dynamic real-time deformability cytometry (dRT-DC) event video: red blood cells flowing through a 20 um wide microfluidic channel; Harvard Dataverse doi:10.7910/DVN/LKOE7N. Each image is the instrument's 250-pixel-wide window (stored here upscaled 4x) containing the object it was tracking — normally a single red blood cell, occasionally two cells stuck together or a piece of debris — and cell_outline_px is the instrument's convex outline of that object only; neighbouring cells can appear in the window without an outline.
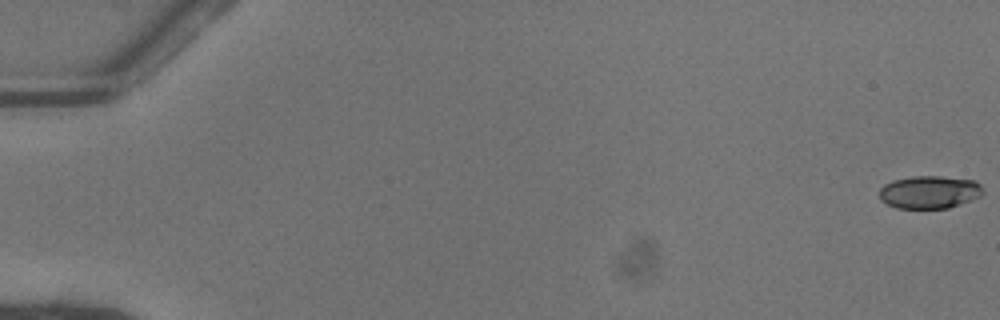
{"species": "common noctule bat (a hibernating species)", "species_latin": "Nyctalus noctula", "temperature_condition": "warm", "stored_images_in_passage": 53, "camera_frame_rate_fps": 3000, "um_per_image_px": 0.085, "animal": {"sex": "female"}, "frame": {"image": 1, "passage_image": 1, "time_ms": 0.0, "image_size_px": [1000, 320], "cell_outline_px": [[984, 192], [980, 196], [972, 200], [948, 208], [896, 208], [880, 200], [880, 188], [884, 184], [892, 180], [912, 176], [940, 176], [976, 180], [980, 184]], "centroid_in_image_um": [79.01, 16.32], "position_along_channel_um": 6.0, "area_um2": 19.94}}
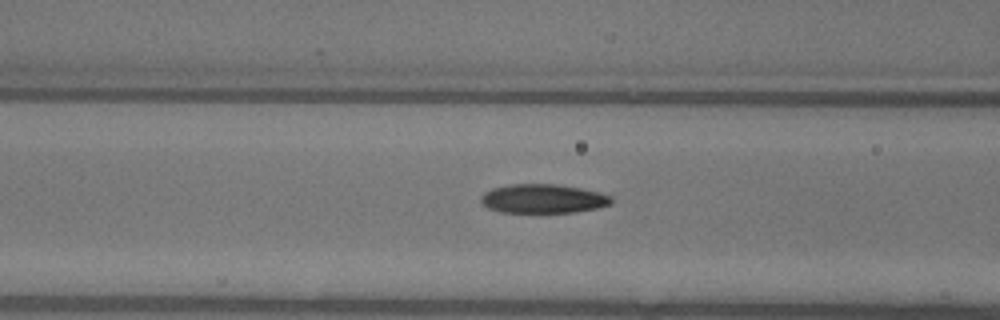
{"frame": {"image": 2, "passage_image": 23, "time_ms": 7.333, "image_size_px": [1000, 320], "cell_outline_px": [[612, 204], [596, 208], [576, 212], [500, 212], [488, 208], [480, 200], [480, 196], [484, 192], [492, 188], [512, 184], [556, 184], [580, 188], [612, 196]], "centroid_in_image_um": [46.14, 16.89], "position_along_channel_um": 120.5, "area_um2": 21.96}}
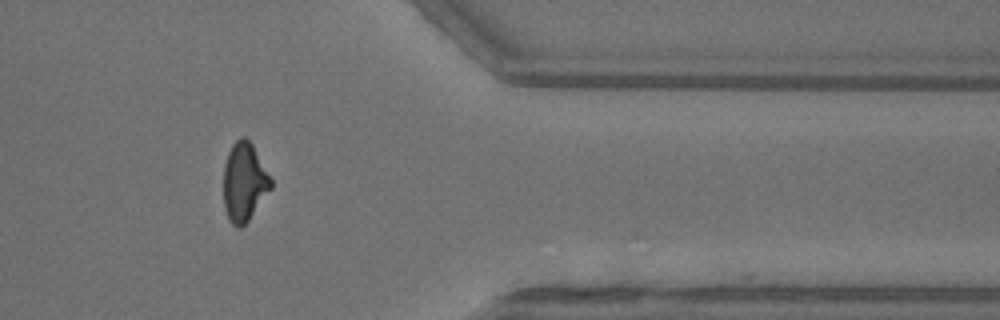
{"frame": {"image": 3, "passage_image": 44, "time_ms": 14.333, "image_size_px": [1000, 320], "cell_outline_px": [[272, 188], [248, 220], [240, 228], [236, 228], [232, 224], [224, 208], [224, 164], [228, 152], [232, 144], [240, 136], [244, 136], [252, 144], [272, 180]], "centroid_in_image_um": [20.75, 15.46], "position_along_channel_um": 390.6, "area_um2": 21.56}, "authors_computed_cell_mechanics": {"area_um2": 21.5594, "velocity_mm_per_s": 4.1032, "shape_relaxation_time_tau1_ms": 4.4822, "shape_relaxation_time_tau2_ms": 2.204, "deformation_change_tau1": 0.1645, "deformation_change_tau2": 0.095}}